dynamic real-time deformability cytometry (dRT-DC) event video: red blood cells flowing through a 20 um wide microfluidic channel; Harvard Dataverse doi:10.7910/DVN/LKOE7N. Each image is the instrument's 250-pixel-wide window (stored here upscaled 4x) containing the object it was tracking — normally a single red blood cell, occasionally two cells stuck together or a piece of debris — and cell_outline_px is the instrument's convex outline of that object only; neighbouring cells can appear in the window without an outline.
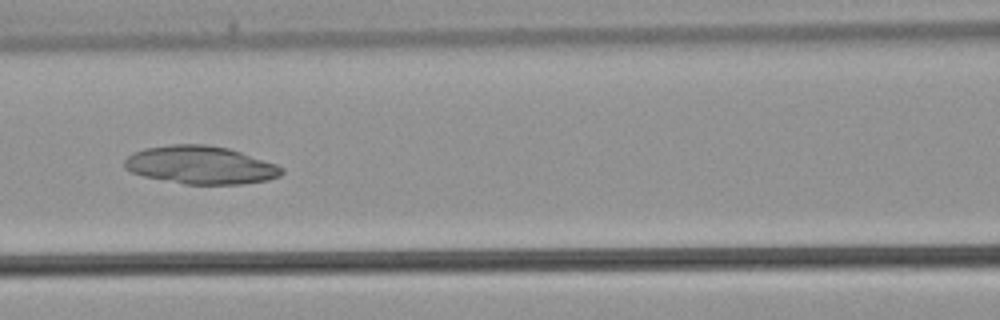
{"species": "common noctule bat (a hibernating species)", "species_latin": "Nyctalus noctula", "temperature_condition": "warm", "stored_images_in_passage": 36, "camera_frame_rate_fps": 3000, "um_per_image_px": 0.085, "animal": {"sex": "male", "body_mass_g": 21.5, "forearm_length_mm": 52.0}, "frame": {"image": 1, "passage_image": 17, "time_ms": 5.333, "image_size_px": [1000, 320], "cell_outline_px": [[284, 172], [280, 176], [268, 180], [240, 184], [184, 184], [144, 176], [132, 172], [124, 168], [124, 160], [132, 152], [144, 148], [172, 144], [208, 144], [228, 148], [276, 164], [284, 168]], "centroid_in_image_um": [17.04, 14.02], "position_along_channel_um": 149.6, "area_um2": 34.85}}
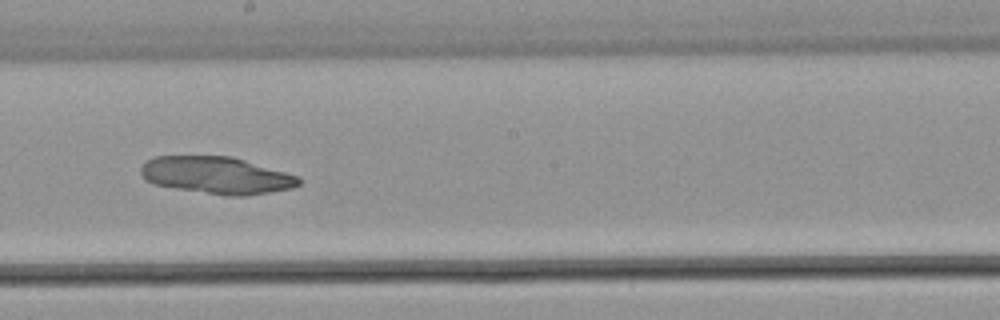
{"frame": {"image": 2, "passage_image": 22, "time_ms": 7.0, "image_size_px": [1000, 320], "cell_outline_px": [[300, 184], [292, 188], [248, 196], [228, 196], [156, 184], [144, 180], [140, 172], [140, 168], [148, 160], [156, 156], [232, 156], [284, 172], [296, 176], [300, 180]], "centroid_in_image_um": [18.4, 14.9], "position_along_channel_um": 229.8, "area_um2": 33.7}}
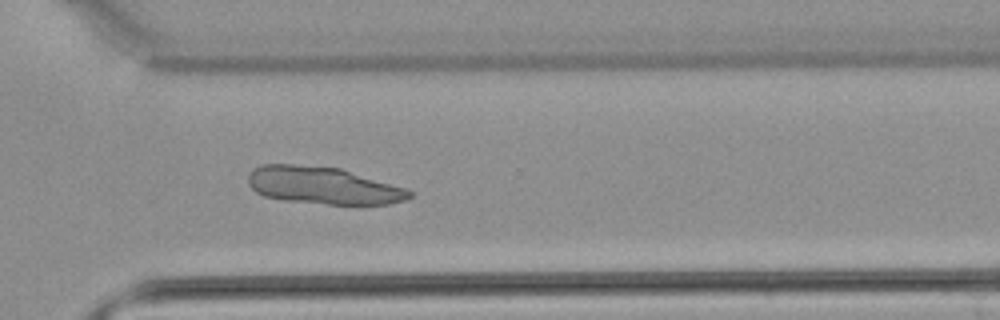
{"frame": {"image": 3, "passage_image": 29, "time_ms": 9.333, "image_size_px": [1000, 320], "cell_outline_px": [[412, 196], [404, 200], [388, 204], [328, 204], [284, 200], [264, 196], [256, 192], [248, 184], [248, 172], [260, 164], [296, 164], [340, 168], [404, 188], [412, 192]], "centroid_in_image_um": [27.39, 15.76], "position_along_channel_um": 343.2, "area_um2": 34.85}}